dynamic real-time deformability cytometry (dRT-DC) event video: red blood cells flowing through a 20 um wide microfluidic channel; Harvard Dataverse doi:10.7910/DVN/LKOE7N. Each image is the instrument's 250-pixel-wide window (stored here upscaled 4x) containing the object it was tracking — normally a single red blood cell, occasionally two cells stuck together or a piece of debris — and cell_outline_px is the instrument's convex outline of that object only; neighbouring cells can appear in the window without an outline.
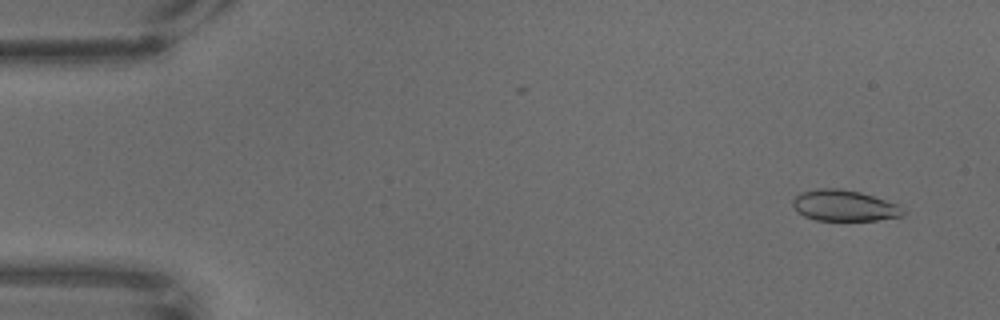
{"species": "common noctule bat (a hibernating species)", "species_latin": "Nyctalus noctula", "temperature_condition": "warm", "stored_images_in_passage": 69, "camera_frame_rate_fps": 3000, "um_per_image_px": 0.085, "animal": {"sex": "male", "body_mass_g": 18.8}, "frame": {"image": 1, "passage_image": 5, "time_ms": 1.333, "image_size_px": [1000, 320], "cell_outline_px": [[908, 212], [900, 216], [876, 220], [816, 220], [804, 216], [792, 204], [792, 200], [800, 192], [816, 188], [840, 188], [860, 192], [896, 204]], "centroid_in_image_um": [71.74, 17.47], "position_along_channel_um": 13.3, "area_um2": 19.77}}
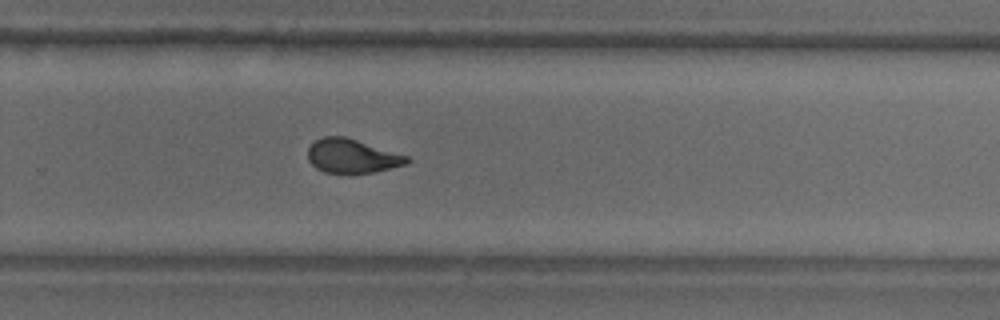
{"frame": {"image": 2, "passage_image": 46, "time_ms": 15.0, "image_size_px": [1000, 320], "cell_outline_px": [[412, 160], [408, 164], [376, 172], [324, 172], [316, 168], [308, 160], [308, 148], [316, 140], [324, 136], [344, 136], [408, 156]], "centroid_in_image_um": [29.95, 13.26], "position_along_channel_um": 299.9, "area_um2": 19.42}}
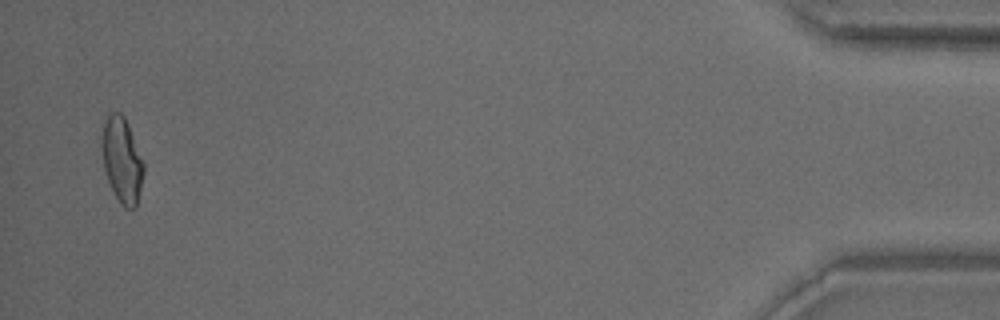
{"frame": {"image": 3, "passage_image": 67, "time_ms": 22.0, "image_size_px": [1000, 320], "cell_outline_px": [[144, 172], [136, 208], [124, 208], [120, 204], [108, 180], [104, 168], [100, 140], [104, 120], [112, 112], [120, 112], [124, 116], [128, 124], [144, 160]], "centroid_in_image_um": [10.37, 13.58], "position_along_channel_um": 424.8, "area_um2": 20.98}}